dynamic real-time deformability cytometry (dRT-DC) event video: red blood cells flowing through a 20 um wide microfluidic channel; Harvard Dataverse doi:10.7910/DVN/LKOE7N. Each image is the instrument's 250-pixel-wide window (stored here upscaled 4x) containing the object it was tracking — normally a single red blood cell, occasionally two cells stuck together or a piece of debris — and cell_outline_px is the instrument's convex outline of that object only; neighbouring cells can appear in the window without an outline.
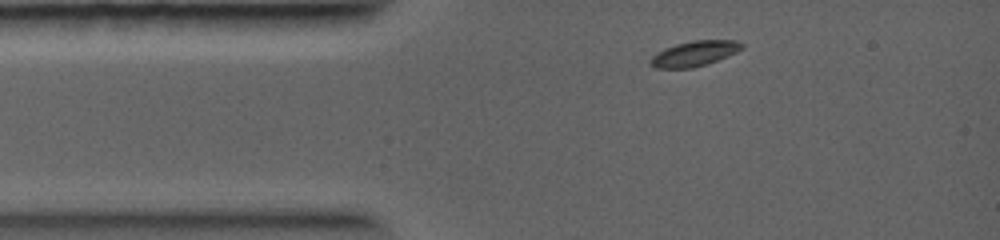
{"species": "common noctule bat (a hibernating species)", "species_latin": "Nyctalus noctula", "temperature_condition": "warm", "stored_images_in_passage": 7, "camera_frame_rate_fps": 5000, "um_per_image_px": 0.085, "animal": {"sex": "female", "body_mass_g": 19.0, "forearm_length_mm": 56.7}, "frame": {"image": 1, "passage_image": 1, "time_ms": 0.0, "image_size_px": [1000, 240], "cell_outline_px": [[744, 48], [728, 56], [692, 68], [656, 68], [648, 64], [648, 60], [656, 52], [664, 48], [676, 44], [692, 40], [736, 40], [744, 44]], "centroid_in_image_um": [58.99, 4.54], "position_along_channel_um": 26.0, "area_um2": 13.53}}